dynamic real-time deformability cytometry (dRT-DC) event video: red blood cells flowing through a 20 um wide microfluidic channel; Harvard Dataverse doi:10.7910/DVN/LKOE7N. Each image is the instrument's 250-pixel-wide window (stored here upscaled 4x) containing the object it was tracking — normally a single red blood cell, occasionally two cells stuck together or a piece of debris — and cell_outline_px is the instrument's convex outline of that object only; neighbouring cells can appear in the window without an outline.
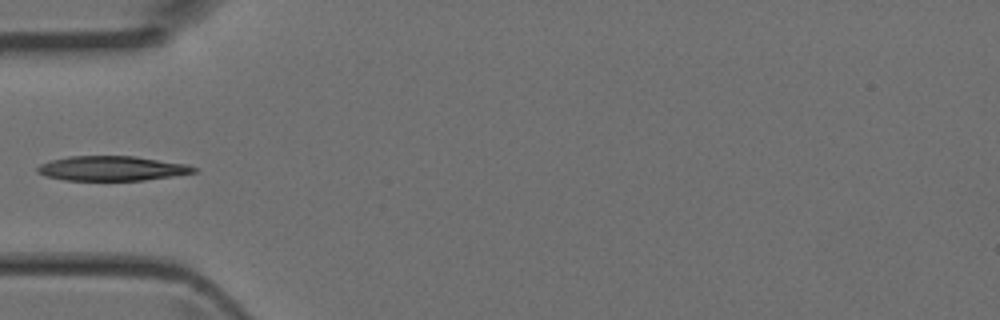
{"species": "Egyptian fruit bat (a non-hibernating species)", "species_latin": "Rousettus aegyptiacus", "temperature_condition": "room temperature", "stored_images_in_passage": 2, "camera_frame_rate_fps": 3000, "um_per_image_px": 0.085, "animal": {"sex": "female"}, "frame": {"image": 1, "passage_image": 2, "time_ms": 0.333, "image_size_px": [1000, 320], "cell_outline_px": [[196, 172], [172, 176], [144, 180], [64, 180], [44, 176], [36, 172], [36, 168], [40, 164], [52, 160], [68, 156], [136, 156], [188, 164], [196, 168]], "centroid_in_image_um": [9.49, 14.31], "position_along_channel_um": 75.5, "area_um2": 22.54}}